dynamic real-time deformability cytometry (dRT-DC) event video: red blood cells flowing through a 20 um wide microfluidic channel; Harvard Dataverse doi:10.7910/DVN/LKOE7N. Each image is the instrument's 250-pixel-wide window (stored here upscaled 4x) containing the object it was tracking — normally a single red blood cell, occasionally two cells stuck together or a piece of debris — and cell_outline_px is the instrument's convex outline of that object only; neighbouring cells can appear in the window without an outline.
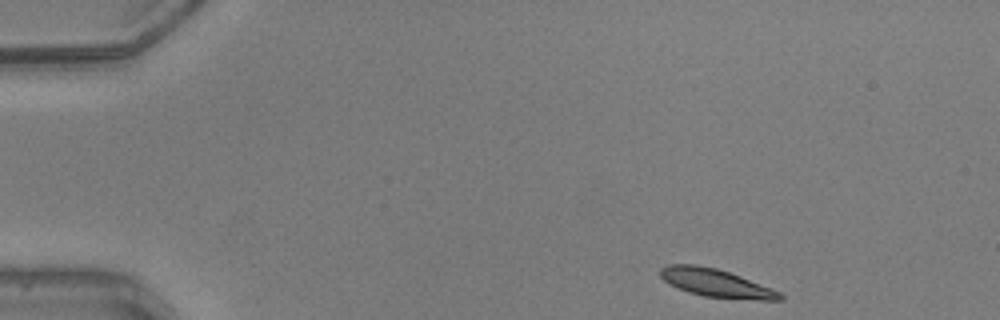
{"species": "common noctule bat (a hibernating species)", "species_latin": "Nyctalus noctula", "temperature_condition": "warm", "stored_images_in_passage": 44, "camera_frame_rate_fps": 3000, "um_per_image_px": 0.085, "animal": {"sex": "male", "body_mass_g": 20.5, "forearm_length_mm": 52.5}, "frame": {"image": 1, "passage_image": 1, "time_ms": 0.0, "image_size_px": [1000, 320], "cell_outline_px": [[784, 300], [760, 300], [704, 296], [688, 292], [664, 280], [660, 276], [660, 268], [668, 264], [696, 264], [716, 268], [740, 276], [780, 292], [784, 296]], "centroid_in_image_um": [60.86, 24.05], "position_along_channel_um": 24.1, "area_um2": 19.25}}
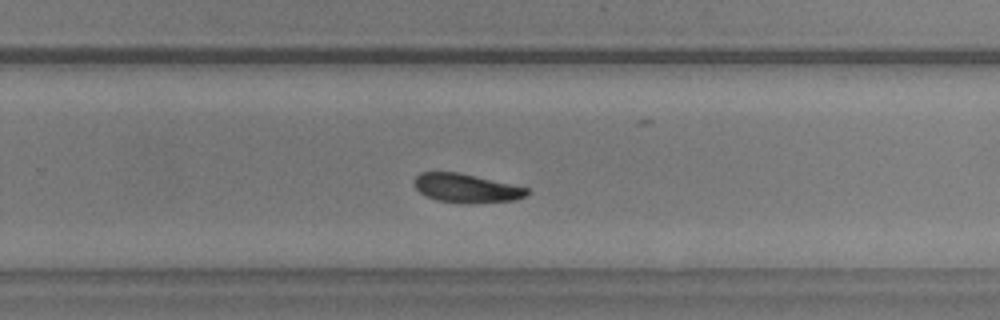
{"frame": {"image": 2, "passage_image": 27, "time_ms": 8.667, "image_size_px": [1000, 320], "cell_outline_px": [[532, 192], [524, 196], [512, 200], [468, 204], [464, 204], [436, 200], [420, 192], [416, 188], [412, 180], [420, 172], [460, 172], [512, 184], [528, 188]], "centroid_in_image_um": [39.63, 15.99], "position_along_channel_um": 290.2, "area_um2": 19.07}}
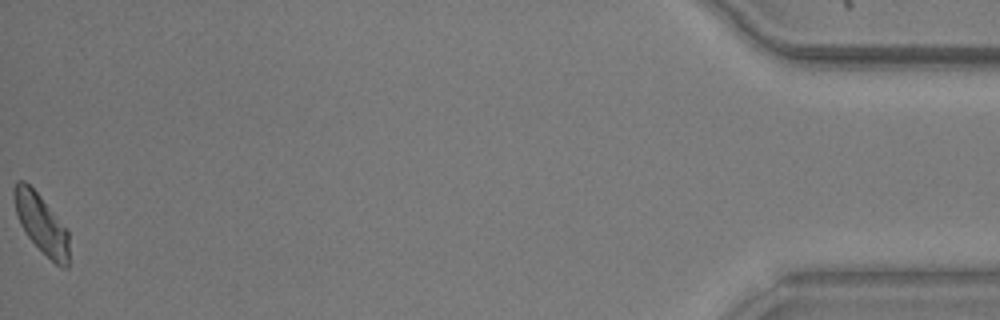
{"frame": {"image": 3, "passage_image": 44, "time_ms": 14.333, "image_size_px": [1000, 320], "cell_outline_px": [[68, 268], [64, 268], [56, 264], [28, 236], [20, 224], [16, 212], [12, 192], [16, 180], [24, 180], [40, 196], [68, 232]], "centroid_in_image_um": [3.48, 18.99], "position_along_channel_um": 431.7, "area_um2": 18.32}, "authors_computed_cell_mechanics": {"area_um2": 19.5075, "velocity_mm_per_s": 4.1198, "shape_relaxation_time_tau1_ms": 3.8623, "shape_relaxation_time_tau2_ms": 1.0284, "deformation_change_tau1": 0.1317, "deformation_change_tau2": 0.0706}}